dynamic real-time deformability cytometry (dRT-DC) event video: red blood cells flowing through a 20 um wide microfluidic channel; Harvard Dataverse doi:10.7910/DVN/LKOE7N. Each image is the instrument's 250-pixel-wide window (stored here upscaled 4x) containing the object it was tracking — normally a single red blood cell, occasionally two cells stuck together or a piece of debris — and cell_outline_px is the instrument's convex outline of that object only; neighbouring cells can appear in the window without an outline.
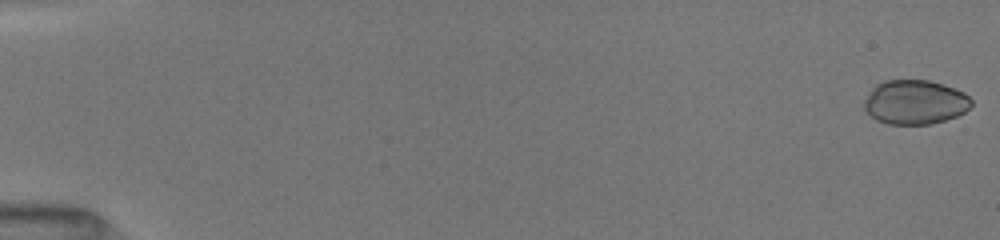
{"species": "common noctule bat (a hibernating species)", "species_latin": "Nyctalus noctula", "temperature_condition": "room temperature", "stored_images_in_passage": 52, "camera_frame_rate_fps": 3000, "um_per_image_px": 0.085, "animal": {"sex": "female", "body_mass_g": 19.5, "forearm_length_mm": 54.1}, "frame": {"image": 1, "passage_image": 1, "time_ms": 0.0, "image_size_px": [1000, 240], "cell_outline_px": [[972, 104], [964, 112], [956, 116], [932, 124], [888, 124], [876, 120], [864, 108], [864, 100], [872, 88], [876, 84], [884, 80], [928, 80], [964, 92], [972, 100]], "centroid_in_image_um": [77.75, 8.68], "position_along_channel_um": 7.2, "area_um2": 27.51}}
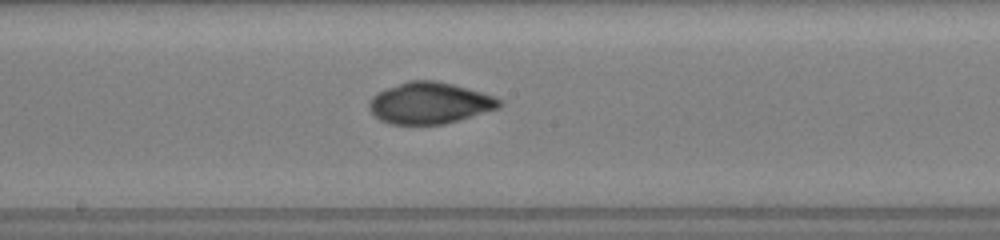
{"frame": {"image": 2, "passage_image": 29, "time_ms": 9.333, "image_size_px": [1000, 240], "cell_outline_px": [[504, 104], [500, 108], [460, 120], [444, 124], [388, 124], [380, 120], [368, 108], [368, 100], [376, 92], [408, 80], [436, 80], [468, 88], [496, 96], [504, 100]], "centroid_in_image_um": [36.55, 8.76], "position_along_channel_um": 211.6, "area_um2": 31.91}}
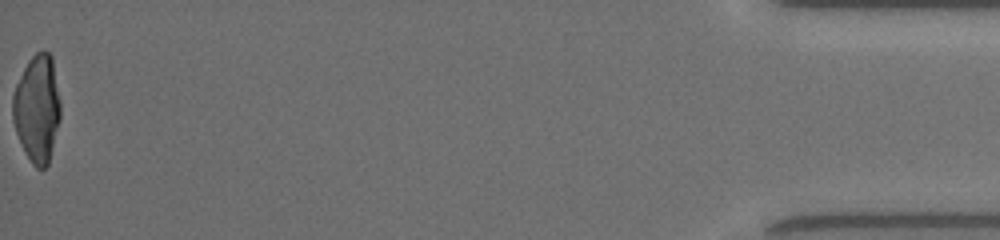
{"frame": {"image": 3, "passage_image": 52, "time_ms": 17.0, "image_size_px": [1000, 240], "cell_outline_px": [[60, 120], [48, 164], [44, 168], [36, 168], [32, 164], [24, 152], [16, 132], [12, 120], [12, 96], [16, 84], [28, 60], [36, 52], [44, 48], [52, 56], [60, 100]], "centroid_in_image_um": [3.15, 9.21], "position_along_channel_um": 432.0, "area_um2": 30.11}, "authors_computed_cell_mechanics": {"area_um2": 29.9982, "velocity_mm_per_s": 4.0364, "shape_relaxation_time_tau1_ms": 6.0616, "shape_relaxation_time_tau2_ms": 1.659, "deformation_change_tau1": 0.1594, "deformation_change_tau2": 0.0346}}